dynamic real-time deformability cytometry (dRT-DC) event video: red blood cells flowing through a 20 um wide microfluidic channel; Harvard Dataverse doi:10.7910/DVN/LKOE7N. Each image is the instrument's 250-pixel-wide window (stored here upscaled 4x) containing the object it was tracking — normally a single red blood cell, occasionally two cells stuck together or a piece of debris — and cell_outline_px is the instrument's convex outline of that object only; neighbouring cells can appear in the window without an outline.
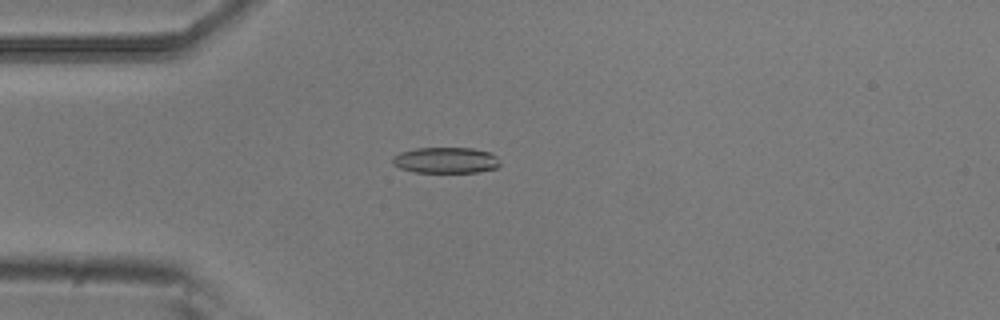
{"species": "common noctule bat (a hibernating species)", "species_latin": "Nyctalus noctula", "temperature_condition": "room temperature", "stored_images_in_passage": 3, "camera_frame_rate_fps": 3000, "um_per_image_px": 0.085, "animal": {"sex": "male", "body_mass_g": 20.5, "forearm_length_mm": 52.5}, "frame": {"image": 1, "passage_image": 3, "time_ms": 0.667, "image_size_px": [1000, 320], "cell_outline_px": [[500, 164], [496, 168], [476, 172], [412, 172], [400, 168], [392, 164], [392, 156], [400, 152], [416, 148], [472, 148], [492, 152], [496, 156]], "centroid_in_image_um": [37.87, 13.61], "position_along_channel_um": 47.1, "area_um2": 16.36}}